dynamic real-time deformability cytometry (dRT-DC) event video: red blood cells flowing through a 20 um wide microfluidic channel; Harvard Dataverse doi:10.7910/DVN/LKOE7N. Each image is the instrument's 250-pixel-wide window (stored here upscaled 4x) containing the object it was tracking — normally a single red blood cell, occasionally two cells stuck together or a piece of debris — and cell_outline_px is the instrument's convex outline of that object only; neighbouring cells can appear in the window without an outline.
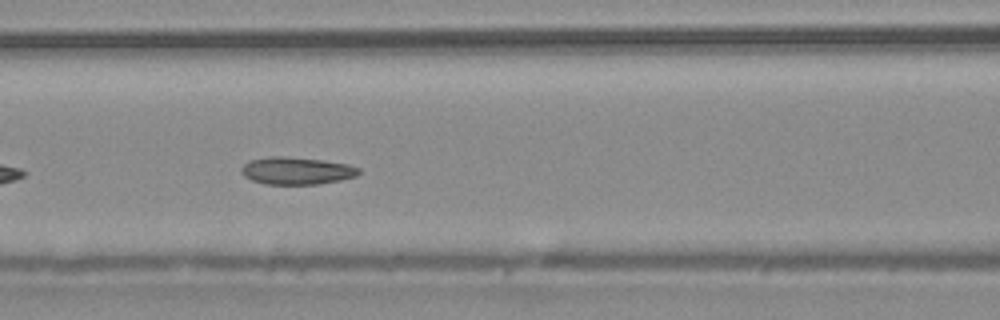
{"species": "common noctule bat (a hibernating species)", "species_latin": "Nyctalus noctula", "temperature_condition": "warm", "stored_images_in_passage": 11, "camera_frame_rate_fps": 3000, "um_per_image_px": 0.085, "animal": {"sex": "male", "body_mass_g": 20.4}, "frame": {"image": 1, "passage_image": 8, "time_ms": 2.333, "image_size_px": [1000, 320], "cell_outline_px": [[360, 172], [356, 176], [340, 180], [316, 184], [264, 184], [252, 180], [244, 176], [240, 172], [240, 168], [244, 164], [252, 160], [268, 156], [284, 156], [320, 160], [348, 164], [360, 168]], "centroid_in_image_um": [25.19, 14.51], "position_along_channel_um": 141.4, "area_um2": 18.67}}
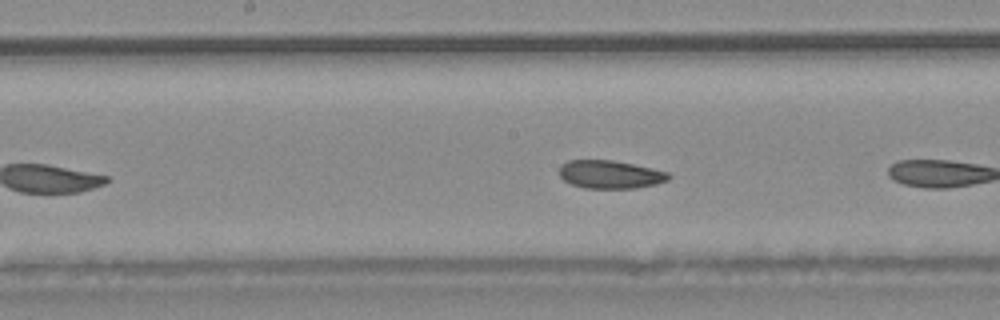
{"frame": {"image": 2, "passage_image": 10, "time_ms": 3.0, "image_size_px": [1000, 320], "cell_outline_px": [[672, 176], [668, 180], [656, 184], [636, 188], [584, 188], [572, 184], [564, 180], [560, 176], [560, 164], [568, 160], [612, 160], [652, 168], [668, 172]], "centroid_in_image_um": [51.87, 14.82], "position_along_channel_um": 196.3, "area_um2": 17.92}}